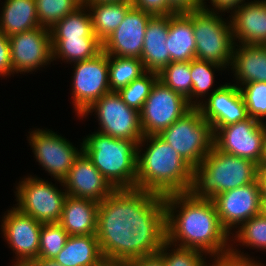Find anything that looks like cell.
<instances>
[{"instance_id":"cell-18","label":"cell","mask_w":266,"mask_h":266,"mask_svg":"<svg viewBox=\"0 0 266 266\" xmlns=\"http://www.w3.org/2000/svg\"><path fill=\"white\" fill-rule=\"evenodd\" d=\"M203 100L205 103L202 102L198 108L202 117L211 124L213 131L249 117L240 88L235 84L220 85Z\"/></svg>"},{"instance_id":"cell-24","label":"cell","mask_w":266,"mask_h":266,"mask_svg":"<svg viewBox=\"0 0 266 266\" xmlns=\"http://www.w3.org/2000/svg\"><path fill=\"white\" fill-rule=\"evenodd\" d=\"M166 45L170 54V62L196 59L192 11L169 15V33Z\"/></svg>"},{"instance_id":"cell-35","label":"cell","mask_w":266,"mask_h":266,"mask_svg":"<svg viewBox=\"0 0 266 266\" xmlns=\"http://www.w3.org/2000/svg\"><path fill=\"white\" fill-rule=\"evenodd\" d=\"M157 79L158 73L146 71L129 85L121 88L118 93L126 105L140 112Z\"/></svg>"},{"instance_id":"cell-44","label":"cell","mask_w":266,"mask_h":266,"mask_svg":"<svg viewBox=\"0 0 266 266\" xmlns=\"http://www.w3.org/2000/svg\"><path fill=\"white\" fill-rule=\"evenodd\" d=\"M131 266H165L163 256L158 252L130 261Z\"/></svg>"},{"instance_id":"cell-33","label":"cell","mask_w":266,"mask_h":266,"mask_svg":"<svg viewBox=\"0 0 266 266\" xmlns=\"http://www.w3.org/2000/svg\"><path fill=\"white\" fill-rule=\"evenodd\" d=\"M158 79L187 99L192 90L190 61L170 62L158 73Z\"/></svg>"},{"instance_id":"cell-7","label":"cell","mask_w":266,"mask_h":266,"mask_svg":"<svg viewBox=\"0 0 266 266\" xmlns=\"http://www.w3.org/2000/svg\"><path fill=\"white\" fill-rule=\"evenodd\" d=\"M219 14L204 8L192 11V24L196 59L219 64L225 69L232 64L235 43L230 21L224 20L222 12Z\"/></svg>"},{"instance_id":"cell-9","label":"cell","mask_w":266,"mask_h":266,"mask_svg":"<svg viewBox=\"0 0 266 266\" xmlns=\"http://www.w3.org/2000/svg\"><path fill=\"white\" fill-rule=\"evenodd\" d=\"M95 112L99 121L98 132L116 139H129L139 143L144 137L140 112L126 105L116 91H110L94 102L80 118Z\"/></svg>"},{"instance_id":"cell-6","label":"cell","mask_w":266,"mask_h":266,"mask_svg":"<svg viewBox=\"0 0 266 266\" xmlns=\"http://www.w3.org/2000/svg\"><path fill=\"white\" fill-rule=\"evenodd\" d=\"M158 136L192 167L199 166L212 150L214 132L198 107H192Z\"/></svg>"},{"instance_id":"cell-37","label":"cell","mask_w":266,"mask_h":266,"mask_svg":"<svg viewBox=\"0 0 266 266\" xmlns=\"http://www.w3.org/2000/svg\"><path fill=\"white\" fill-rule=\"evenodd\" d=\"M239 88L248 116L266 123L264 122V118H266V82H249Z\"/></svg>"},{"instance_id":"cell-5","label":"cell","mask_w":266,"mask_h":266,"mask_svg":"<svg viewBox=\"0 0 266 266\" xmlns=\"http://www.w3.org/2000/svg\"><path fill=\"white\" fill-rule=\"evenodd\" d=\"M137 145L93 132L83 139L82 151L115 189L136 188Z\"/></svg>"},{"instance_id":"cell-47","label":"cell","mask_w":266,"mask_h":266,"mask_svg":"<svg viewBox=\"0 0 266 266\" xmlns=\"http://www.w3.org/2000/svg\"><path fill=\"white\" fill-rule=\"evenodd\" d=\"M99 266H131L130 262L104 260Z\"/></svg>"},{"instance_id":"cell-42","label":"cell","mask_w":266,"mask_h":266,"mask_svg":"<svg viewBox=\"0 0 266 266\" xmlns=\"http://www.w3.org/2000/svg\"><path fill=\"white\" fill-rule=\"evenodd\" d=\"M205 1L206 0H203L204 9L210 10L212 12H217L218 11L220 13L221 12L230 13V11L232 12L234 9L238 8L239 6H241L242 4L245 3V0H210V2L212 3L211 5L214 8H212L210 6L208 8V6H207Z\"/></svg>"},{"instance_id":"cell-26","label":"cell","mask_w":266,"mask_h":266,"mask_svg":"<svg viewBox=\"0 0 266 266\" xmlns=\"http://www.w3.org/2000/svg\"><path fill=\"white\" fill-rule=\"evenodd\" d=\"M40 27L35 0H5L0 14V31L7 37Z\"/></svg>"},{"instance_id":"cell-21","label":"cell","mask_w":266,"mask_h":266,"mask_svg":"<svg viewBox=\"0 0 266 266\" xmlns=\"http://www.w3.org/2000/svg\"><path fill=\"white\" fill-rule=\"evenodd\" d=\"M169 15H153L146 26L141 60L146 71L159 73L170 63L166 45Z\"/></svg>"},{"instance_id":"cell-30","label":"cell","mask_w":266,"mask_h":266,"mask_svg":"<svg viewBox=\"0 0 266 266\" xmlns=\"http://www.w3.org/2000/svg\"><path fill=\"white\" fill-rule=\"evenodd\" d=\"M108 69L110 91L116 92L146 72L140 58L113 55H108Z\"/></svg>"},{"instance_id":"cell-19","label":"cell","mask_w":266,"mask_h":266,"mask_svg":"<svg viewBox=\"0 0 266 266\" xmlns=\"http://www.w3.org/2000/svg\"><path fill=\"white\" fill-rule=\"evenodd\" d=\"M60 184L67 195L90 199L98 203L115 190L83 151Z\"/></svg>"},{"instance_id":"cell-8","label":"cell","mask_w":266,"mask_h":266,"mask_svg":"<svg viewBox=\"0 0 266 266\" xmlns=\"http://www.w3.org/2000/svg\"><path fill=\"white\" fill-rule=\"evenodd\" d=\"M36 177L30 175L19 181L15 191L18 203L14 207L43 224L57 223L61 219L67 193L52 182Z\"/></svg>"},{"instance_id":"cell-20","label":"cell","mask_w":266,"mask_h":266,"mask_svg":"<svg viewBox=\"0 0 266 266\" xmlns=\"http://www.w3.org/2000/svg\"><path fill=\"white\" fill-rule=\"evenodd\" d=\"M230 14H232L229 15V20L235 44H238V41L239 44L266 43V0L245 2Z\"/></svg>"},{"instance_id":"cell-34","label":"cell","mask_w":266,"mask_h":266,"mask_svg":"<svg viewBox=\"0 0 266 266\" xmlns=\"http://www.w3.org/2000/svg\"><path fill=\"white\" fill-rule=\"evenodd\" d=\"M236 230L235 240H231L234 244L239 242L242 244L241 246L245 245L257 250H266V216L262 213L248 219Z\"/></svg>"},{"instance_id":"cell-29","label":"cell","mask_w":266,"mask_h":266,"mask_svg":"<svg viewBox=\"0 0 266 266\" xmlns=\"http://www.w3.org/2000/svg\"><path fill=\"white\" fill-rule=\"evenodd\" d=\"M51 38L98 39L94 34L92 18L86 4L58 21L50 29Z\"/></svg>"},{"instance_id":"cell-27","label":"cell","mask_w":266,"mask_h":266,"mask_svg":"<svg viewBox=\"0 0 266 266\" xmlns=\"http://www.w3.org/2000/svg\"><path fill=\"white\" fill-rule=\"evenodd\" d=\"M90 11L94 34L103 42L124 20L131 1L113 3H84Z\"/></svg>"},{"instance_id":"cell-2","label":"cell","mask_w":266,"mask_h":266,"mask_svg":"<svg viewBox=\"0 0 266 266\" xmlns=\"http://www.w3.org/2000/svg\"><path fill=\"white\" fill-rule=\"evenodd\" d=\"M164 201L168 243L210 257L229 253L233 236L222 227L212 199L195 198L185 192L164 196Z\"/></svg>"},{"instance_id":"cell-39","label":"cell","mask_w":266,"mask_h":266,"mask_svg":"<svg viewBox=\"0 0 266 266\" xmlns=\"http://www.w3.org/2000/svg\"><path fill=\"white\" fill-rule=\"evenodd\" d=\"M233 243L230 244V251L228 254L213 257L214 261L207 266H264V264L258 263L254 258H250L245 255L241 250L233 248Z\"/></svg>"},{"instance_id":"cell-14","label":"cell","mask_w":266,"mask_h":266,"mask_svg":"<svg viewBox=\"0 0 266 266\" xmlns=\"http://www.w3.org/2000/svg\"><path fill=\"white\" fill-rule=\"evenodd\" d=\"M2 217L1 231L16 255L12 266H28L37 260L42 224L16 207Z\"/></svg>"},{"instance_id":"cell-45","label":"cell","mask_w":266,"mask_h":266,"mask_svg":"<svg viewBox=\"0 0 266 266\" xmlns=\"http://www.w3.org/2000/svg\"><path fill=\"white\" fill-rule=\"evenodd\" d=\"M257 180L259 182L261 196H266V167H259Z\"/></svg>"},{"instance_id":"cell-16","label":"cell","mask_w":266,"mask_h":266,"mask_svg":"<svg viewBox=\"0 0 266 266\" xmlns=\"http://www.w3.org/2000/svg\"><path fill=\"white\" fill-rule=\"evenodd\" d=\"M222 227L233 236L232 228L261 213V193L258 180L245 186L219 193L212 199Z\"/></svg>"},{"instance_id":"cell-46","label":"cell","mask_w":266,"mask_h":266,"mask_svg":"<svg viewBox=\"0 0 266 266\" xmlns=\"http://www.w3.org/2000/svg\"><path fill=\"white\" fill-rule=\"evenodd\" d=\"M28 266H62V265L50 259H37L35 261H32Z\"/></svg>"},{"instance_id":"cell-23","label":"cell","mask_w":266,"mask_h":266,"mask_svg":"<svg viewBox=\"0 0 266 266\" xmlns=\"http://www.w3.org/2000/svg\"><path fill=\"white\" fill-rule=\"evenodd\" d=\"M230 68L237 87L249 82H266V48L264 45L235 44Z\"/></svg>"},{"instance_id":"cell-41","label":"cell","mask_w":266,"mask_h":266,"mask_svg":"<svg viewBox=\"0 0 266 266\" xmlns=\"http://www.w3.org/2000/svg\"><path fill=\"white\" fill-rule=\"evenodd\" d=\"M12 74V62L9 37L0 31V76L6 77Z\"/></svg>"},{"instance_id":"cell-15","label":"cell","mask_w":266,"mask_h":266,"mask_svg":"<svg viewBox=\"0 0 266 266\" xmlns=\"http://www.w3.org/2000/svg\"><path fill=\"white\" fill-rule=\"evenodd\" d=\"M12 74L31 73L52 61L50 29L37 27L9 37Z\"/></svg>"},{"instance_id":"cell-32","label":"cell","mask_w":266,"mask_h":266,"mask_svg":"<svg viewBox=\"0 0 266 266\" xmlns=\"http://www.w3.org/2000/svg\"><path fill=\"white\" fill-rule=\"evenodd\" d=\"M82 4L81 0H35L40 27L51 29Z\"/></svg>"},{"instance_id":"cell-13","label":"cell","mask_w":266,"mask_h":266,"mask_svg":"<svg viewBox=\"0 0 266 266\" xmlns=\"http://www.w3.org/2000/svg\"><path fill=\"white\" fill-rule=\"evenodd\" d=\"M213 146L222 152L249 159L260 165L265 123L251 118L220 126L214 131Z\"/></svg>"},{"instance_id":"cell-31","label":"cell","mask_w":266,"mask_h":266,"mask_svg":"<svg viewBox=\"0 0 266 266\" xmlns=\"http://www.w3.org/2000/svg\"><path fill=\"white\" fill-rule=\"evenodd\" d=\"M216 69L220 71L223 70L224 67L204 60L193 59L190 61L192 90L191 95L187 98V101L192 107H198L203 102L201 98H205L206 95L209 97L210 94L208 91H210V88L215 82L214 73Z\"/></svg>"},{"instance_id":"cell-40","label":"cell","mask_w":266,"mask_h":266,"mask_svg":"<svg viewBox=\"0 0 266 266\" xmlns=\"http://www.w3.org/2000/svg\"><path fill=\"white\" fill-rule=\"evenodd\" d=\"M132 5L153 15H172L177 13L167 0H131Z\"/></svg>"},{"instance_id":"cell-36","label":"cell","mask_w":266,"mask_h":266,"mask_svg":"<svg viewBox=\"0 0 266 266\" xmlns=\"http://www.w3.org/2000/svg\"><path fill=\"white\" fill-rule=\"evenodd\" d=\"M69 234L57 223H44L41 227L37 259L53 260L63 249Z\"/></svg>"},{"instance_id":"cell-25","label":"cell","mask_w":266,"mask_h":266,"mask_svg":"<svg viewBox=\"0 0 266 266\" xmlns=\"http://www.w3.org/2000/svg\"><path fill=\"white\" fill-rule=\"evenodd\" d=\"M62 266H99L105 259L96 235L69 236L53 259Z\"/></svg>"},{"instance_id":"cell-49","label":"cell","mask_w":266,"mask_h":266,"mask_svg":"<svg viewBox=\"0 0 266 266\" xmlns=\"http://www.w3.org/2000/svg\"><path fill=\"white\" fill-rule=\"evenodd\" d=\"M121 1H131V0H86L84 3H113Z\"/></svg>"},{"instance_id":"cell-50","label":"cell","mask_w":266,"mask_h":266,"mask_svg":"<svg viewBox=\"0 0 266 266\" xmlns=\"http://www.w3.org/2000/svg\"><path fill=\"white\" fill-rule=\"evenodd\" d=\"M261 213L266 216V196H261Z\"/></svg>"},{"instance_id":"cell-22","label":"cell","mask_w":266,"mask_h":266,"mask_svg":"<svg viewBox=\"0 0 266 266\" xmlns=\"http://www.w3.org/2000/svg\"><path fill=\"white\" fill-rule=\"evenodd\" d=\"M99 203L67 195L58 222L69 236L96 235Z\"/></svg>"},{"instance_id":"cell-10","label":"cell","mask_w":266,"mask_h":266,"mask_svg":"<svg viewBox=\"0 0 266 266\" xmlns=\"http://www.w3.org/2000/svg\"><path fill=\"white\" fill-rule=\"evenodd\" d=\"M191 108L184 96L174 92L157 79L140 111V123L144 136L158 135Z\"/></svg>"},{"instance_id":"cell-48","label":"cell","mask_w":266,"mask_h":266,"mask_svg":"<svg viewBox=\"0 0 266 266\" xmlns=\"http://www.w3.org/2000/svg\"><path fill=\"white\" fill-rule=\"evenodd\" d=\"M259 167H266V124H265V133L263 137V155Z\"/></svg>"},{"instance_id":"cell-28","label":"cell","mask_w":266,"mask_h":266,"mask_svg":"<svg viewBox=\"0 0 266 266\" xmlns=\"http://www.w3.org/2000/svg\"><path fill=\"white\" fill-rule=\"evenodd\" d=\"M52 61L64 60L73 64L93 58L102 51L99 39L51 38Z\"/></svg>"},{"instance_id":"cell-3","label":"cell","mask_w":266,"mask_h":266,"mask_svg":"<svg viewBox=\"0 0 266 266\" xmlns=\"http://www.w3.org/2000/svg\"><path fill=\"white\" fill-rule=\"evenodd\" d=\"M192 172L193 167L158 135L144 136L138 143L136 189L162 196L185 193L190 189Z\"/></svg>"},{"instance_id":"cell-1","label":"cell","mask_w":266,"mask_h":266,"mask_svg":"<svg viewBox=\"0 0 266 266\" xmlns=\"http://www.w3.org/2000/svg\"><path fill=\"white\" fill-rule=\"evenodd\" d=\"M96 236L107 261L130 262L158 253L166 242L164 196L115 189L99 203Z\"/></svg>"},{"instance_id":"cell-11","label":"cell","mask_w":266,"mask_h":266,"mask_svg":"<svg viewBox=\"0 0 266 266\" xmlns=\"http://www.w3.org/2000/svg\"><path fill=\"white\" fill-rule=\"evenodd\" d=\"M73 65L72 104L80 117L94 102L110 92L108 55L102 50L93 58Z\"/></svg>"},{"instance_id":"cell-38","label":"cell","mask_w":266,"mask_h":266,"mask_svg":"<svg viewBox=\"0 0 266 266\" xmlns=\"http://www.w3.org/2000/svg\"><path fill=\"white\" fill-rule=\"evenodd\" d=\"M172 247V244L166 241L159 251L163 256L165 266H207L208 262L205 261L207 255L204 252L178 246L172 249Z\"/></svg>"},{"instance_id":"cell-43","label":"cell","mask_w":266,"mask_h":266,"mask_svg":"<svg viewBox=\"0 0 266 266\" xmlns=\"http://www.w3.org/2000/svg\"><path fill=\"white\" fill-rule=\"evenodd\" d=\"M170 6L177 12H190L203 9V0H167Z\"/></svg>"},{"instance_id":"cell-17","label":"cell","mask_w":266,"mask_h":266,"mask_svg":"<svg viewBox=\"0 0 266 266\" xmlns=\"http://www.w3.org/2000/svg\"><path fill=\"white\" fill-rule=\"evenodd\" d=\"M152 13L132 6L122 23L102 42L107 55L141 58L146 26Z\"/></svg>"},{"instance_id":"cell-4","label":"cell","mask_w":266,"mask_h":266,"mask_svg":"<svg viewBox=\"0 0 266 266\" xmlns=\"http://www.w3.org/2000/svg\"><path fill=\"white\" fill-rule=\"evenodd\" d=\"M255 162L217 150L214 146L199 166L193 167L189 193L195 198L216 195L253 183L258 177Z\"/></svg>"},{"instance_id":"cell-12","label":"cell","mask_w":266,"mask_h":266,"mask_svg":"<svg viewBox=\"0 0 266 266\" xmlns=\"http://www.w3.org/2000/svg\"><path fill=\"white\" fill-rule=\"evenodd\" d=\"M29 133L28 141L36 161L60 183L81 154L82 143L78 150L65 137L50 129H34Z\"/></svg>"}]
</instances>
